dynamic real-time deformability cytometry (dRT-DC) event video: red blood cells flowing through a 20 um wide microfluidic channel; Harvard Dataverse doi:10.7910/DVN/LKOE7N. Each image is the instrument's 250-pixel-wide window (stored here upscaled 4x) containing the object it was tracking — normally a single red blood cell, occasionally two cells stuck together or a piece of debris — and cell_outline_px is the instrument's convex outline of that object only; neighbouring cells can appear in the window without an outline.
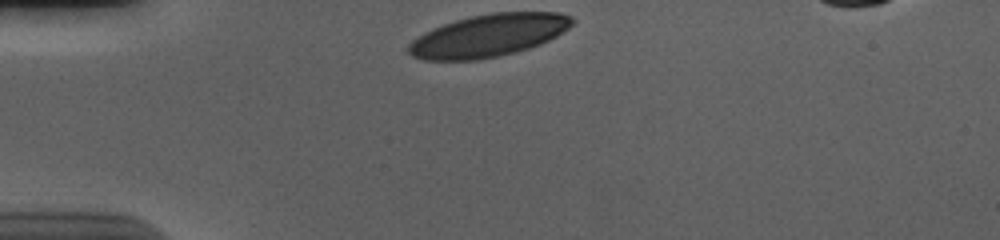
{"species": "human", "species_latin": "Homo sapiens", "temperature_condition": "cold", "stored_images_in_passage": 32, "camera_frame_rate_fps": 3000, "um_per_image_px": 0.085, "donor": {"sex": "male"}, "frame": {"image": 1, "passage_image": 1, "time_ms": 0.0, "image_size_px": [1000, 240], "cell_outline_px": [[576, 20], [568, 28], [556, 36], [540, 44], [516, 52], [476, 60], [424, 60], [412, 56], [408, 52], [408, 44], [416, 36], [432, 28], [456, 20], [472, 16], [492, 12], [560, 12], [572, 16]], "centroid_in_image_um": [41.52, 3.01], "position_along_channel_um": 43.5, "area_um2": 40.52}}
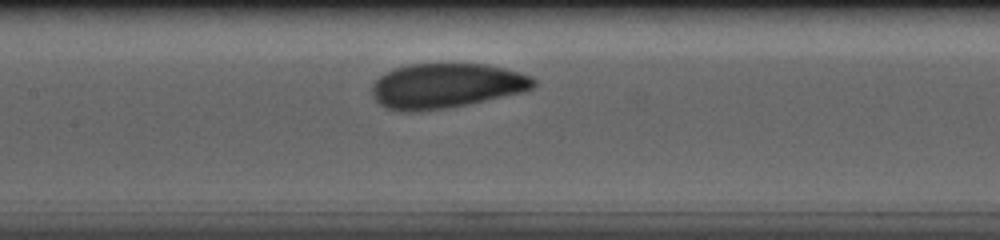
{"frame": {"image": 2, "passage_image": 14, "time_ms": 4.333, "image_size_px": [1000, 240], "cell_outline_px": [[536, 84], [532, 88], [524, 92], [468, 104], [448, 108], [416, 112], [400, 112], [384, 108], [372, 96], [372, 84], [384, 72], [392, 68], [408, 64], [484, 64], [504, 68], [520, 72], [532, 76], [536, 80]], "centroid_in_image_um": [37.9, 7.3], "position_along_channel_um": 169.5, "area_um2": 42.71}}
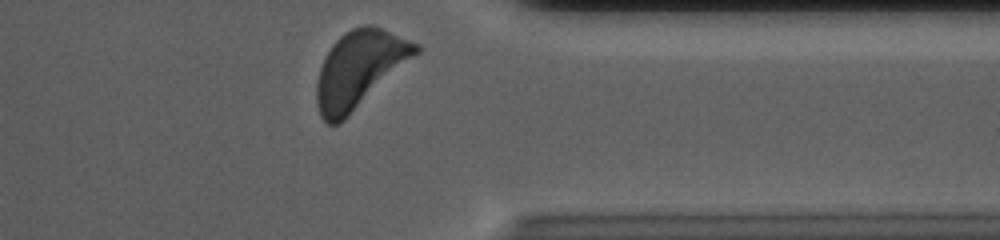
{"frame": {"image": 3, "passage_image": 32, "time_ms": 10.333, "image_size_px": [1000, 240], "cell_outline_px": [[420, 52], [340, 124], [328, 124], [320, 116], [316, 104], [316, 84], [320, 68], [332, 44], [344, 32], [352, 28], [364, 24], [372, 24], [420, 44]], "centroid_in_image_um": [30.55, 5.88], "position_along_channel_um": 380.9, "area_um2": 44.22}, "authors_computed_cell_mechanics": {"area_um2": 42.194, "velocity_mm_per_s": 3.6276, "shape_relaxation_time_tau1_ms": 1.6492, "shape_relaxation_time_tau2_ms": 8.7079, "deformation_change_tau1": 0.1009, "deformation_change_tau2": 0.1477}}